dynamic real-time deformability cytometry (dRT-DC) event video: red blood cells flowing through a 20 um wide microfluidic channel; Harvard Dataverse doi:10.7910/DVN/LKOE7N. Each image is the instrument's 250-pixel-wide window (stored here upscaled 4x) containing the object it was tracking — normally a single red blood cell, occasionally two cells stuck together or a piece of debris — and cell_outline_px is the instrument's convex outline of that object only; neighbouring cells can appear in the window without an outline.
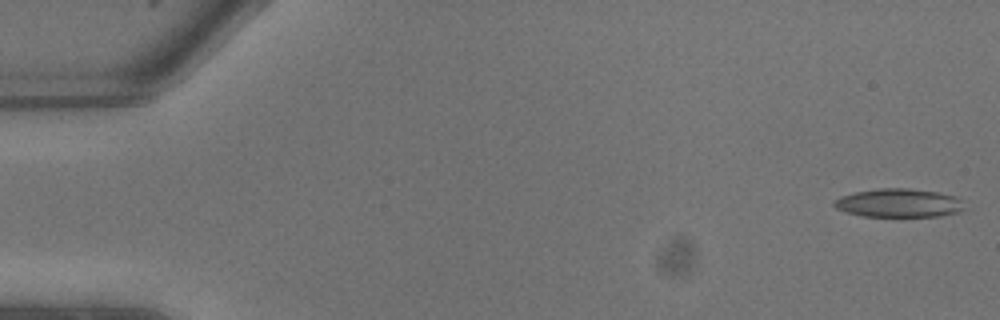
{"species": "common noctule bat (a hibernating species)", "species_latin": "Nyctalus noctula", "temperature_condition": "warm", "stored_images_in_passage": 10, "camera_frame_rate_fps": 3000, "um_per_image_px": 0.085, "animal": {"sex": "male", "body_mass_g": 13.3}, "frame": {"image": 1, "passage_image": 1, "time_ms": 0.0, "image_size_px": [1000, 320], "cell_outline_px": [[964, 208], [960, 212], [940, 216], [864, 216], [848, 212], [836, 208], [832, 204], [832, 200], [840, 196], [856, 192], [880, 188], [908, 188], [936, 192], [956, 196], [960, 200]], "centroid_in_image_um": [76.38, 17.25], "position_along_channel_um": 8.6, "area_um2": 21.56}}
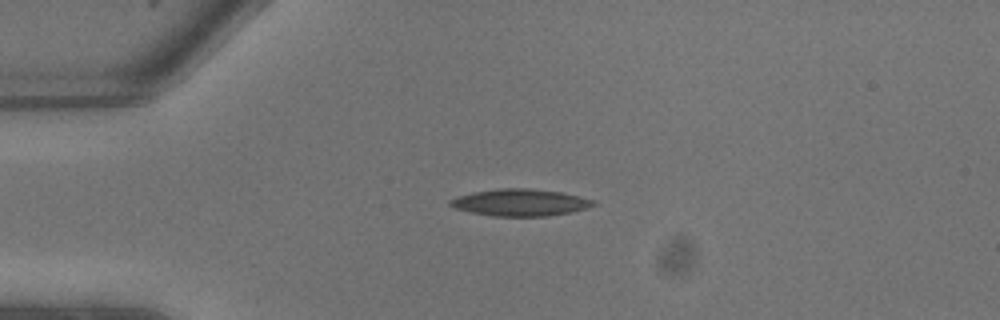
{"frame": {"image": 2, "passage_image": 6, "time_ms": 1.667, "image_size_px": [1000, 320], "cell_outline_px": [[596, 204], [588, 208], [572, 212], [548, 216], [492, 216], [472, 212], [456, 208], [448, 204], [448, 200], [472, 192], [496, 188], [532, 188], [560, 192], [596, 200]], "centroid_in_image_um": [44.25, 17.21], "position_along_channel_um": 40.8, "area_um2": 22.54}}
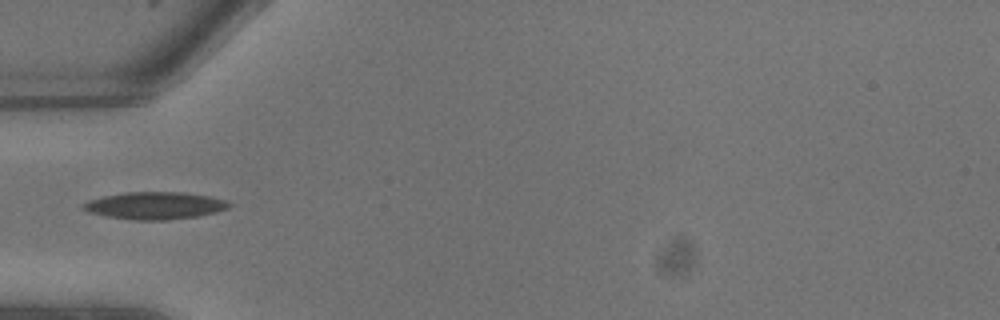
{"frame": {"image": 3, "passage_image": 8, "time_ms": 2.333, "image_size_px": [1000, 320], "cell_outline_px": [[232, 204], [228, 208], [216, 212], [196, 216], [164, 220], [136, 220], [108, 216], [88, 212], [80, 208], [80, 204], [88, 200], [104, 196], [124, 192], [180, 192], [208, 196], [228, 200]], "centroid_in_image_um": [13.14, 17.47], "position_along_channel_um": 71.9, "area_um2": 23.18}}